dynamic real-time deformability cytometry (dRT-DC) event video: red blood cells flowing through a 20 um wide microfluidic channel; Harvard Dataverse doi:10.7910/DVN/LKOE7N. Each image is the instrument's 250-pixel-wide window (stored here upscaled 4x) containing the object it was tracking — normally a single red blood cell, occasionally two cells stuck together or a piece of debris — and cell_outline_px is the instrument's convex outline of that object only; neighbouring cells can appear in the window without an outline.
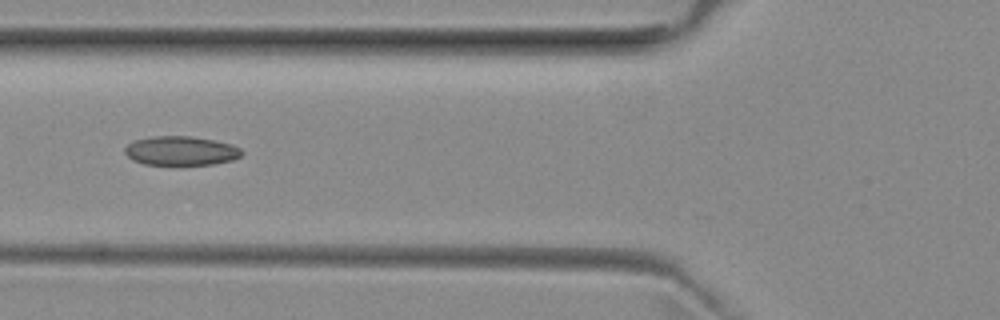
{"species": "common noctule bat (a hibernating species)", "species_latin": "Nyctalus noctula", "temperature_condition": "room temperature", "stored_images_in_passage": 19, "camera_frame_rate_fps": 3000, "um_per_image_px": 0.085, "animal": {"sex": "female", "body_mass_g": 29.2, "forearm_length_mm": 56.3}, "frame": {"image": 1, "passage_image": 7, "time_ms": 2.0, "image_size_px": [1000, 320], "cell_outline_px": [[244, 152], [240, 156], [232, 160], [212, 164], [144, 164], [132, 160], [124, 152], [124, 148], [128, 144], [136, 140], [152, 136], [192, 136], [232, 144], [240, 148]], "centroid_in_image_um": [15.38, 12.81], "position_along_channel_um": 110.4, "area_um2": 19.71}}
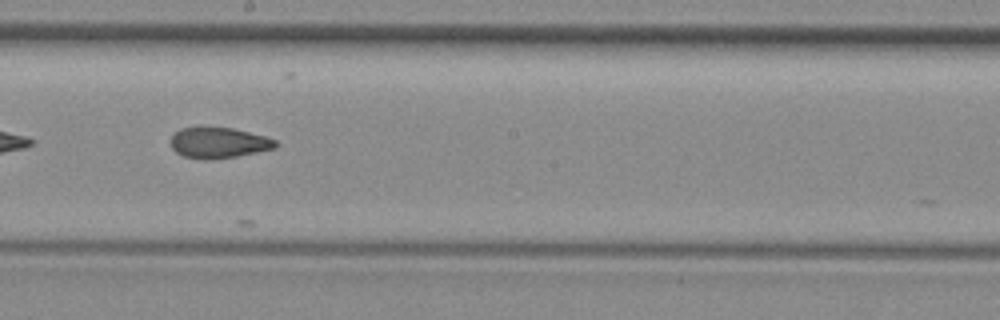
{"frame": {"image": 2, "passage_image": 16, "time_ms": 5.0, "image_size_px": [1000, 320], "cell_outline_px": [[276, 148], [236, 156], [184, 156], [176, 152], [172, 148], [172, 136], [180, 128], [232, 128], [264, 136], [276, 140]], "centroid_in_image_um": [18.62, 12.09], "position_along_channel_um": 229.6, "area_um2": 17.57}}